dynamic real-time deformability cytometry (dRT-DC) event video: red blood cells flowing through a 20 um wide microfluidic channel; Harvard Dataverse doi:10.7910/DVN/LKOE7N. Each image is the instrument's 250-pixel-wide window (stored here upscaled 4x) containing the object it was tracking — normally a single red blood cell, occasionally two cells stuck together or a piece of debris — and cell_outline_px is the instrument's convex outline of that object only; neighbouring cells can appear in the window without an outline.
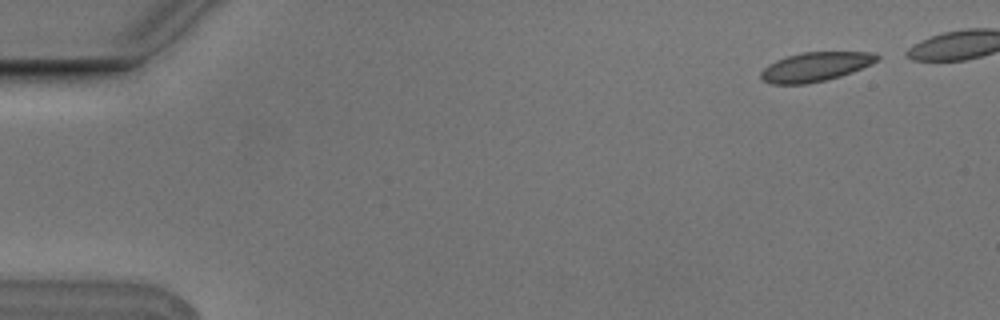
{"species": "Egyptian fruit bat (a non-hibernating species)", "species_latin": "Rousettus aegyptiacus", "temperature_condition": "cold", "stored_images_in_passage": 6, "camera_frame_rate_fps": 3000, "um_per_image_px": 0.085, "animal": {"sex": "male"}, "frame": {"image": 1, "passage_image": 1, "time_ms": 0.0, "image_size_px": [1000, 320], "cell_outline_px": [[880, 60], [872, 64], [852, 72], [840, 76], [808, 84], [772, 84], [760, 80], [760, 72], [768, 64], [776, 60], [788, 56], [804, 52], [876, 52], [880, 56]], "centroid_in_image_um": [69.32, 5.68], "position_along_channel_um": 15.7, "area_um2": 19.88}}